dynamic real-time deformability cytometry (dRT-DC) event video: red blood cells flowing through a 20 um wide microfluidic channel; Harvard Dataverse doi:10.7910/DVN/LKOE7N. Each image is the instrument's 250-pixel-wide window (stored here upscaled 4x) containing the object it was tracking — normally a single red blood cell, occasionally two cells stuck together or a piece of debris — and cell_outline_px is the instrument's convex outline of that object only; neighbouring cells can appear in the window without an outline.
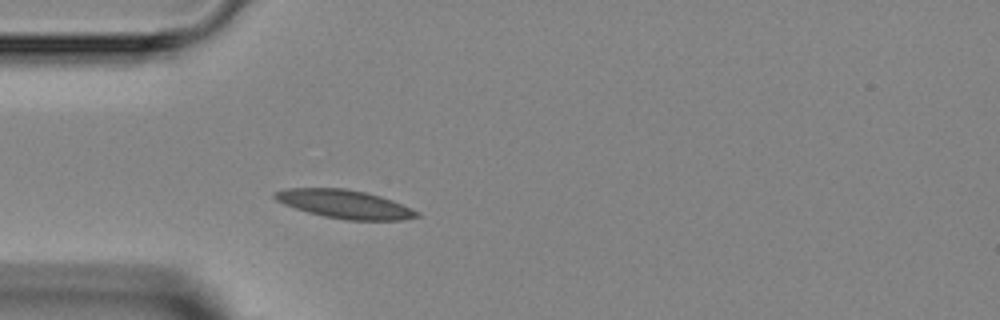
{"species": "Egyptian fruit bat (a non-hibernating species)", "species_latin": "Rousettus aegyptiacus", "temperature_condition": "room temperature", "stored_images_in_passage": 1, "camera_frame_rate_fps": 3000, "um_per_image_px": 0.085, "animal": {"sex": "female"}, "frame": {"image": 1, "passage_image": 1, "time_ms": 0.0, "image_size_px": [1000, 320], "cell_outline_px": [[420, 216], [404, 220], [344, 220], [324, 216], [308, 212], [284, 204], [276, 200], [272, 196], [276, 192], [284, 188], [344, 188], [364, 192], [380, 196], [392, 200], [420, 212]], "centroid_in_image_um": [29.3, 17.35], "position_along_channel_um": 55.7, "area_um2": 23.47}}